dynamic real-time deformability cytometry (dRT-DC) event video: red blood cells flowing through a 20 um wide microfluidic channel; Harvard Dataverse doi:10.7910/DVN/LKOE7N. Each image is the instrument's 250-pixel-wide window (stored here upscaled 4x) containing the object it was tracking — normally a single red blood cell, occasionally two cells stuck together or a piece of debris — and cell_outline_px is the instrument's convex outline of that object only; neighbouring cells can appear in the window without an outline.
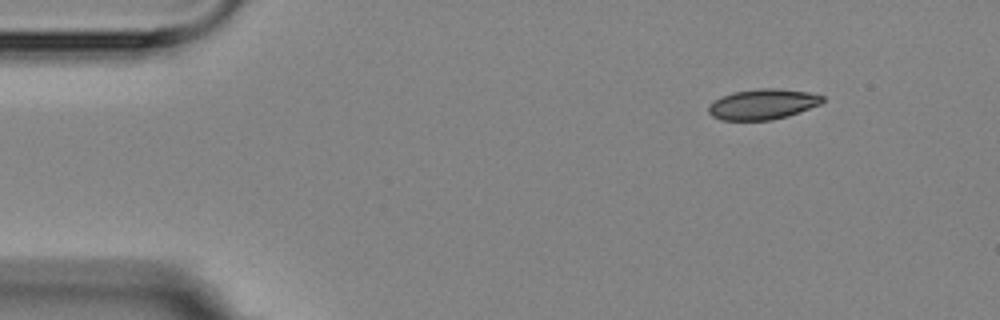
{"species": "Egyptian fruit bat (a non-hibernating species)", "species_latin": "Rousettus aegyptiacus", "temperature_condition": "room temperature", "stored_images_in_passage": 7, "camera_frame_rate_fps": 3000, "um_per_image_px": 0.085, "animal": {"sex": "female"}, "frame": {"image": 1, "passage_image": 1, "time_ms": 0.0, "image_size_px": [1000, 320], "cell_outline_px": [[824, 100], [820, 104], [788, 116], [772, 120], [720, 120], [712, 116], [708, 112], [708, 108], [720, 96], [732, 92], [756, 88], [776, 88], [808, 92], [824, 96]], "centroid_in_image_um": [64.82, 8.85], "position_along_channel_um": 20.2, "area_um2": 20.23}}
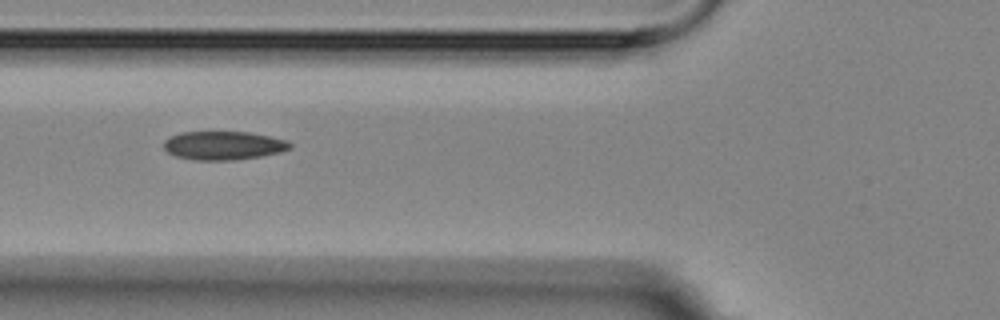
{"frame": {"image": 2, "passage_image": 5, "time_ms": 4.667, "image_size_px": [1000, 320], "cell_outline_px": [[292, 148], [280, 152], [260, 156], [236, 160], [196, 160], [176, 156], [168, 152], [164, 148], [164, 140], [180, 132], [248, 132], [288, 140], [292, 144]], "centroid_in_image_um": [19.01, 12.37], "position_along_channel_um": 106.8, "area_um2": 20.98}}
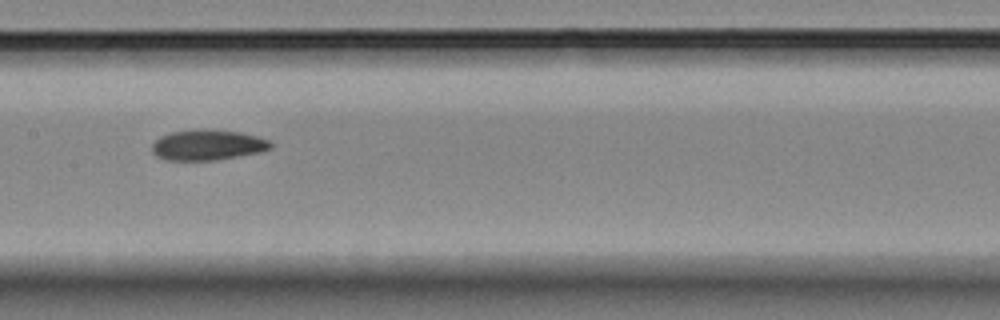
{"frame": {"image": 3, "passage_image": 7, "time_ms": 7.0, "image_size_px": [1000, 320], "cell_outline_px": [[272, 148], [260, 152], [216, 160], [164, 160], [156, 156], [152, 152], [152, 144], [160, 136], [172, 132], [196, 128], [208, 128], [240, 132], [256, 136], [268, 140], [272, 144]], "centroid_in_image_um": [17.62, 12.31], "position_along_channel_um": 189.8, "area_um2": 21.33}}